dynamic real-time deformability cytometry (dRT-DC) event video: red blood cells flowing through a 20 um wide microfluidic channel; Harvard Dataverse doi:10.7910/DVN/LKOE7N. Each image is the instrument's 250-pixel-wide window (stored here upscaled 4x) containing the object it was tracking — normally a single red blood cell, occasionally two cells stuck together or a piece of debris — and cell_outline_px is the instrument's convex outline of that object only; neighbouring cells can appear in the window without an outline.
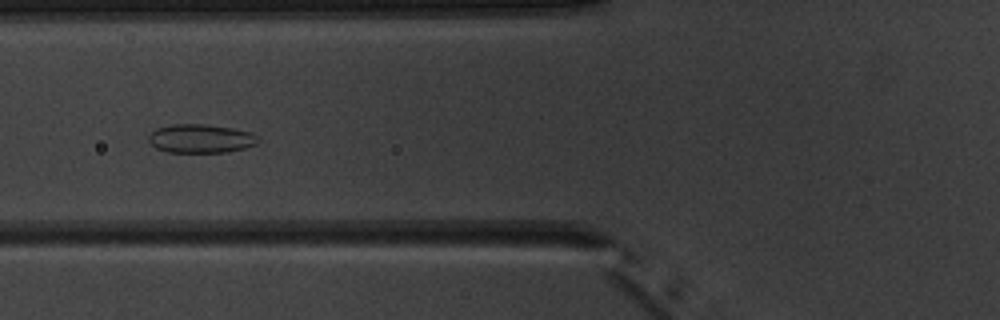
{"species": "common noctule bat (a hibernating species)", "species_latin": "Nyctalus noctula", "temperature_condition": "warm", "stored_images_in_passage": 7, "camera_frame_rate_fps": 3000, "um_per_image_px": 0.085, "animal": {"sex": "male", "body_mass_g": 20.1, "forearm_length_mm": 53.5}, "frame": {"image": 1, "passage_image": 7, "time_ms": 7.0, "image_size_px": [1000, 320], "cell_outline_px": [[260, 140], [256, 144], [244, 148], [228, 152], [168, 152], [156, 148], [148, 140], [148, 136], [156, 128], [172, 124], [208, 124], [232, 128], [252, 132]], "centroid_in_image_um": [17.07, 11.77], "position_along_channel_um": 108.7, "area_um2": 18.38}}